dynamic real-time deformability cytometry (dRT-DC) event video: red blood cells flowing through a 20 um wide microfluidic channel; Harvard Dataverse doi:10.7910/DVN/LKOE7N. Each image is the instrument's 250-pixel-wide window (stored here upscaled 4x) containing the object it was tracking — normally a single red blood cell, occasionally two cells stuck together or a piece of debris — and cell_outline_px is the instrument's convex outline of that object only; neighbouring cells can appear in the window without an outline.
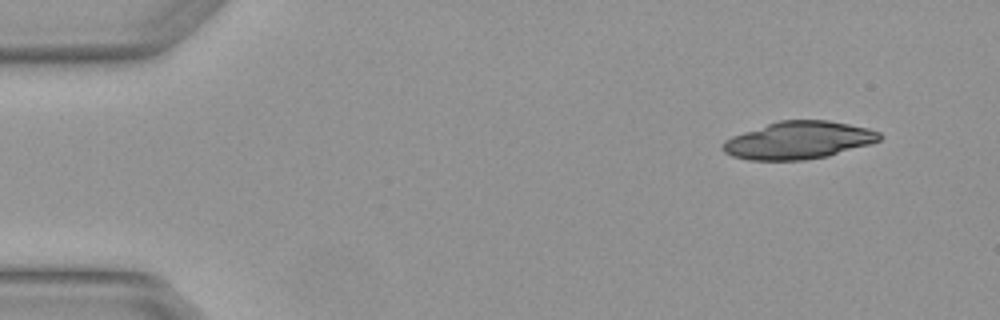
{"species": "Egyptian fruit bat (a non-hibernating species)", "species_latin": "Rousettus aegyptiacus", "temperature_condition": "warm", "stored_images_in_passage": 3, "camera_frame_rate_fps": 3000, "um_per_image_px": 0.085, "animal": {"sex": "female"}, "frame": {"image": 1, "passage_image": 1, "time_ms": 0.0, "image_size_px": [1000, 320], "cell_outline_px": [[880, 140], [868, 144], [828, 156], [804, 160], [748, 160], [732, 156], [724, 152], [720, 148], [720, 144], [724, 140], [732, 136], [780, 120], [828, 120], [868, 128], [880, 132]], "centroid_in_image_um": [67.83, 11.93], "position_along_channel_um": 17.2, "area_um2": 34.1}}